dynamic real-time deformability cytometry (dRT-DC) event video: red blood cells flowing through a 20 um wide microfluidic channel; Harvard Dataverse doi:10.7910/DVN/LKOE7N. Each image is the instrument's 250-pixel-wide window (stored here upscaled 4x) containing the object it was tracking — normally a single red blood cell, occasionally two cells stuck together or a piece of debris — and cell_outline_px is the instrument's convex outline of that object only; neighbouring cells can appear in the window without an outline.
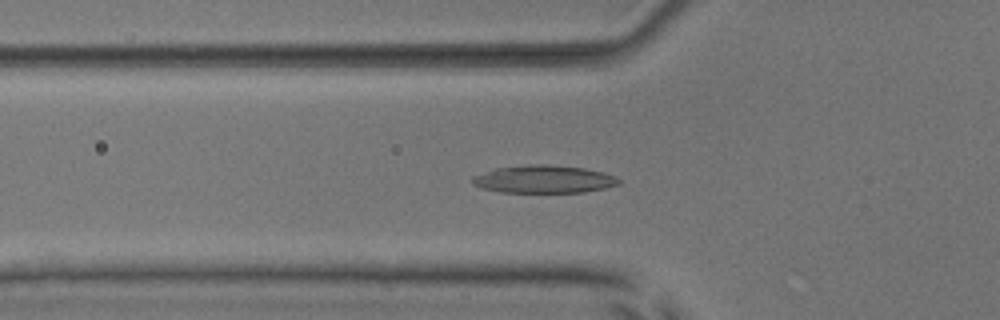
{"species": "common noctule bat (a hibernating species)", "species_latin": "Nyctalus noctula", "temperature_condition": "room temperature", "stored_images_in_passage": 52, "camera_frame_rate_fps": 3000, "um_per_image_px": 0.085, "animal": {"sex": "male", "body_mass_g": 17.9, "forearm_length_mm": 54.2}, "frame": {"image": 1, "passage_image": 17, "time_ms": 5.333, "image_size_px": [1000, 320], "cell_outline_px": [[620, 184], [604, 188], [584, 192], [500, 192], [484, 188], [472, 184], [472, 176], [496, 168], [532, 164], [544, 164], [584, 168], [604, 172], [616, 176], [620, 180]], "centroid_in_image_um": [46.25, 15.23], "position_along_channel_um": 79.6, "area_um2": 23.58}}
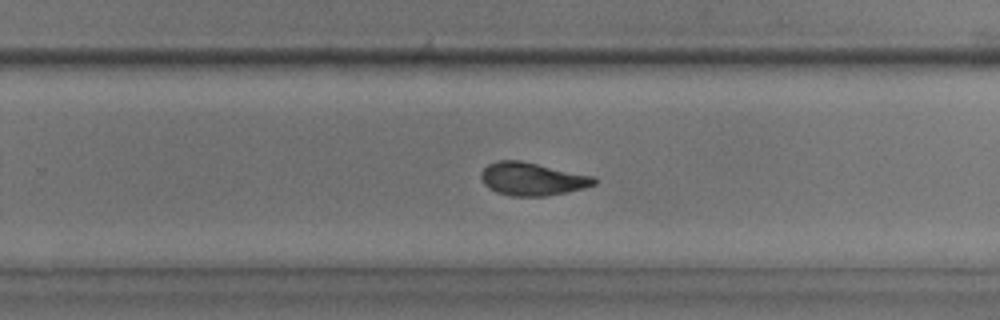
{"frame": {"image": 2, "passage_image": 33, "time_ms": 10.667, "image_size_px": [1000, 320], "cell_outline_px": [[596, 184], [584, 188], [568, 192], [544, 196], [512, 196], [496, 192], [488, 188], [484, 184], [480, 176], [480, 172], [488, 164], [496, 160], [520, 160], [596, 176]], "centroid_in_image_um": [45.24, 15.2], "position_along_channel_um": 284.6, "area_um2": 21.96}}
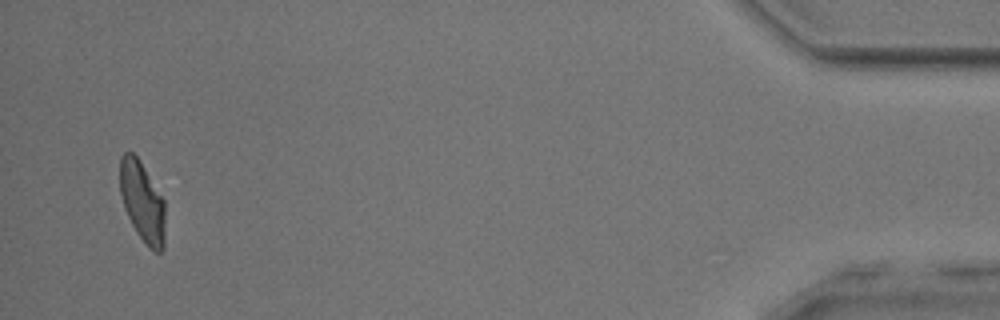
{"frame": {"image": 3, "passage_image": 50, "time_ms": 16.333, "image_size_px": [1000, 320], "cell_outline_px": [[164, 248], [160, 252], [156, 252], [148, 248], [136, 232], [124, 208], [120, 192], [120, 156], [124, 152], [132, 152], [136, 156], [164, 200]], "centroid_in_image_um": [12.08, 17.18], "position_along_channel_um": 423.1, "area_um2": 20.92}, "authors_computed_cell_mechanics": {"area_um2": 22.1663, "velocity_mm_per_s": 3.8435, "shape_relaxation_time_tau1_ms": 4.9339, "shape_relaxation_time_tau2_ms": 1.7937, "deformation_change_tau1": 0.1774, "deformation_change_tau2": 0.0746}}